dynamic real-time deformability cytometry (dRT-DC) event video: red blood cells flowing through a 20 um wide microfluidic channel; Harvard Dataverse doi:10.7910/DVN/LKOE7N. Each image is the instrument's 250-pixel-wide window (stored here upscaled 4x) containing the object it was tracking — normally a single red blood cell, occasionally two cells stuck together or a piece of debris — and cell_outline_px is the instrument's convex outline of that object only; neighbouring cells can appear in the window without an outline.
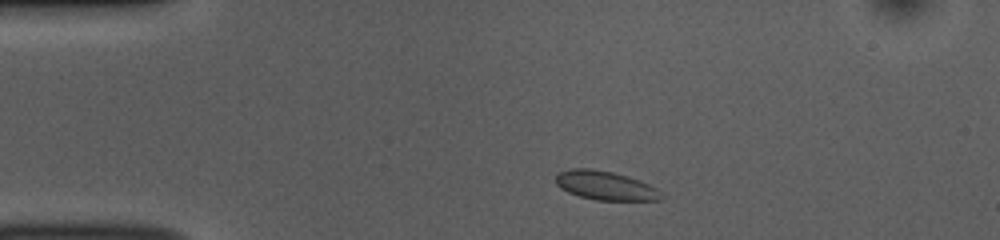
{"species": "common noctule bat (a hibernating species)", "species_latin": "Nyctalus noctula", "temperature_condition": "room temperature", "stored_images_in_passage": 46, "camera_frame_rate_fps": 3000, "um_per_image_px": 0.085, "animal": {"sex": "female", "body_mass_g": 10.0, "forearm_length_mm": 53.1}, "frame": {"image": 1, "passage_image": 3, "time_ms": 0.667, "image_size_px": [1000, 240], "cell_outline_px": [[660, 200], [596, 200], [580, 196], [568, 192], [560, 188], [556, 184], [556, 176], [560, 172], [572, 168], [588, 168], [612, 172], [628, 176], [648, 184], [656, 188], [660, 192]], "centroid_in_image_um": [51.42, 15.77], "position_along_channel_um": 33.6, "area_um2": 17.51}}
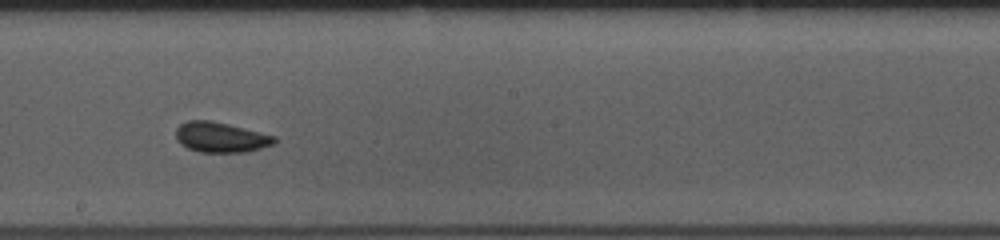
{"frame": {"image": 2, "passage_image": 22, "time_ms": 7.0, "image_size_px": [1000, 240], "cell_outline_px": [[276, 144], [248, 152], [200, 152], [188, 148], [180, 144], [176, 140], [176, 128], [180, 124], [188, 120], [212, 120], [276, 136]], "centroid_in_image_um": [18.77, 11.67], "position_along_channel_um": 229.4, "area_um2": 17.51}}
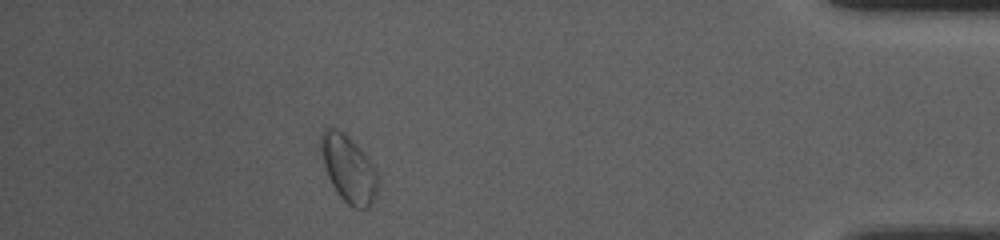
{"frame": {"image": 3, "passage_image": 40, "time_ms": 13.0, "image_size_px": [1000, 240], "cell_outline_px": [[380, 180], [372, 204], [368, 208], [352, 208], [340, 196], [332, 184], [328, 176], [324, 164], [320, 144], [320, 132], [324, 128], [336, 128], [344, 132], [368, 156]], "centroid_in_image_um": [29.64, 14.33], "position_along_channel_um": 405.6, "area_um2": 22.25}, "authors_computed_cell_mechanics": {"area_um2": 17.5134, "velocity_mm_per_s": 3.7427, "shape_relaxation_time_tau1_ms": 1.3117, "shape_relaxation_time_tau2_ms": 1.1006, "deformation_change_tau1": 0.0737, "deformation_change_tau2": 0.0576}}